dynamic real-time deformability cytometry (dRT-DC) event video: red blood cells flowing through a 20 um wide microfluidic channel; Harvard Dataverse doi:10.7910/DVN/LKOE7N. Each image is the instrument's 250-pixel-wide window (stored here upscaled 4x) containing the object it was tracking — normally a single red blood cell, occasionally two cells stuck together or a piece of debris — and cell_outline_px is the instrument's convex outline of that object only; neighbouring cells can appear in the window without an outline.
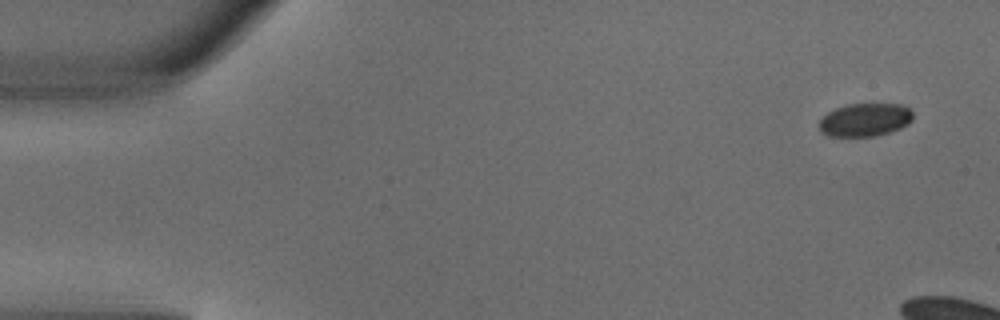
{"species": "common noctule bat (a hibernating species)", "species_latin": "Nyctalus noctula", "temperature_condition": "warm", "stored_images_in_passage": 3, "camera_frame_rate_fps": 3000, "um_per_image_px": 0.085, "animal": {"sex": "male", "body_mass_g": 18.8}, "frame": {"image": 1, "passage_image": 1, "time_ms": 0.0, "image_size_px": [1000, 320], "cell_outline_px": [[912, 120], [908, 124], [900, 128], [876, 136], [828, 136], [820, 132], [820, 120], [828, 112], [836, 108], [848, 104], [904, 104], [912, 112]], "centroid_in_image_um": [73.53, 10.18], "position_along_channel_um": 11.5, "area_um2": 18.03}}